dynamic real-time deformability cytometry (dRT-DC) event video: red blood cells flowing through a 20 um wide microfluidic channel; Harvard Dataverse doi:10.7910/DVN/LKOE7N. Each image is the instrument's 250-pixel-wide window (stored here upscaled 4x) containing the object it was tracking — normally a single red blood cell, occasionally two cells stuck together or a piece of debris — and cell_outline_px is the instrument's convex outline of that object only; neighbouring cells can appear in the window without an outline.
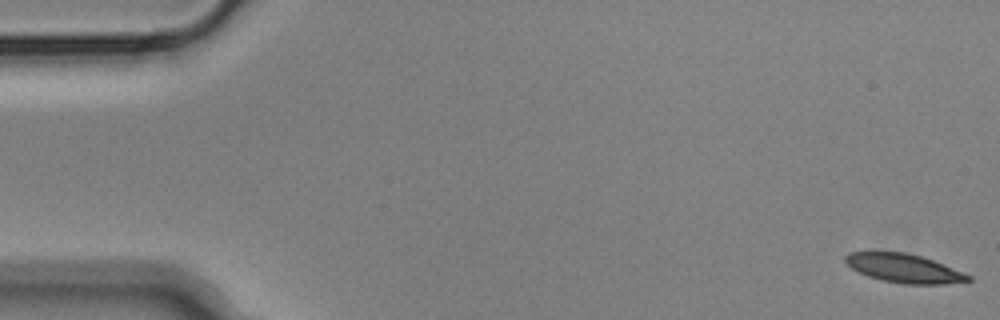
{"species": "Egyptian fruit bat (a non-hibernating species)", "species_latin": "Rousettus aegyptiacus", "temperature_condition": "cold", "stored_images_in_passage": 55, "camera_frame_rate_fps": 3000, "um_per_image_px": 0.085, "animal": {"sex": "male"}, "frame": {"image": 1, "passage_image": 1, "time_ms": 0.0, "image_size_px": [1000, 320], "cell_outline_px": [[972, 280], [944, 284], [904, 284], [880, 280], [868, 276], [852, 268], [844, 260], [844, 256], [848, 252], [904, 252], [920, 256], [932, 260], [972, 276]], "centroid_in_image_um": [76.82, 22.81], "position_along_channel_um": 8.2, "area_um2": 20.35}}
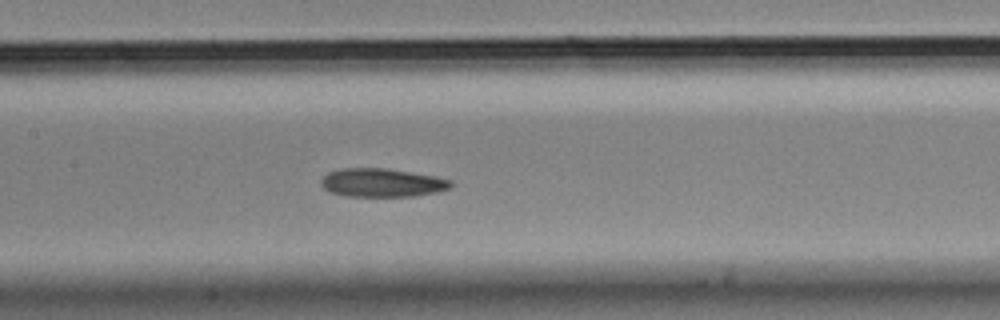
{"frame": {"image": 2, "passage_image": 26, "time_ms": 8.333, "image_size_px": [1000, 320], "cell_outline_px": [[452, 184], [448, 188], [436, 192], [412, 196], [344, 196], [332, 192], [324, 188], [320, 184], [320, 180], [328, 172], [340, 168], [388, 168], [436, 176], [452, 180]], "centroid_in_image_um": [32.45, 15.52], "position_along_channel_um": 175.0, "area_um2": 21.56}}
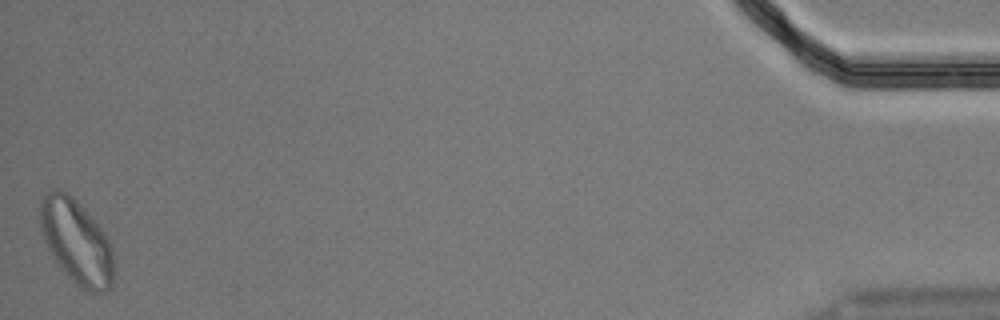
{"frame": {"image": 3, "passage_image": 55, "time_ms": 18.0, "image_size_px": [1000, 320], "cell_outline_px": [[112, 284], [104, 292], [92, 292], [76, 284], [68, 276], [56, 260], [48, 248], [44, 240], [40, 228], [40, 200], [44, 192], [52, 188], [60, 188], [72, 196], [104, 232], [112, 248]], "centroid_in_image_um": [6.46, 20.49], "position_along_channel_um": 428.7, "area_um2": 35.66}, "authors_computed_cell_mechanics": {"area_um2": 22.1374, "velocity_mm_per_s": 3.6089, "shape_relaxation_time_tau1_ms": 10.7749, "shape_relaxation_time_tau2_ms": null, "deformation_change_tau1": 0.1749, "deformation_change_tau2": null}}